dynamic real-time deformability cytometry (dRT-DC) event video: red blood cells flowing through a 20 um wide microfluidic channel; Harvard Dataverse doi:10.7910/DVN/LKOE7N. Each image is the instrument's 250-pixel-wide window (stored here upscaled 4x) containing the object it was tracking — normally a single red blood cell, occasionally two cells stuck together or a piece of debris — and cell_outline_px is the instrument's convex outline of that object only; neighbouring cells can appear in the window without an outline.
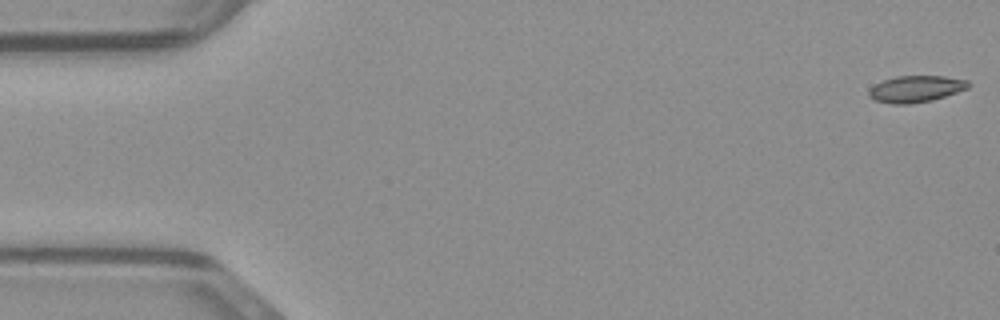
{"species": "common noctule bat (a hibernating species)", "species_latin": "Nyctalus noctula", "temperature_condition": "warm", "stored_images_in_passage": 48, "camera_frame_rate_fps": 3000, "um_per_image_px": 0.085, "animal": {"sex": "male", "body_mass_g": 23.1, "forearm_length_mm": 52.7}, "frame": {"image": 1, "passage_image": 1, "time_ms": 0.0, "image_size_px": [1000, 320], "cell_outline_px": [[972, 84], [968, 88], [932, 100], [908, 104], [892, 104], [876, 100], [868, 96], [868, 88], [884, 80], [896, 76], [944, 76], [968, 80]], "centroid_in_image_um": [77.85, 7.55], "position_along_channel_um": 7.2, "area_um2": 15.37}}
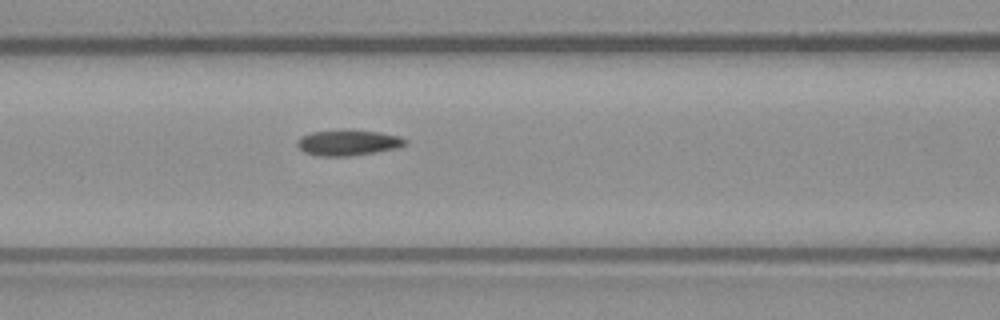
{"frame": {"image": 2, "passage_image": 20, "time_ms": 6.333, "image_size_px": [1000, 320], "cell_outline_px": [[408, 144], [396, 148], [352, 156], [320, 156], [304, 152], [296, 144], [296, 140], [300, 136], [312, 132], [344, 128], [380, 132], [400, 136], [408, 140]], "centroid_in_image_um": [29.58, 12.1], "position_along_channel_um": 137.0, "area_um2": 16.59}}
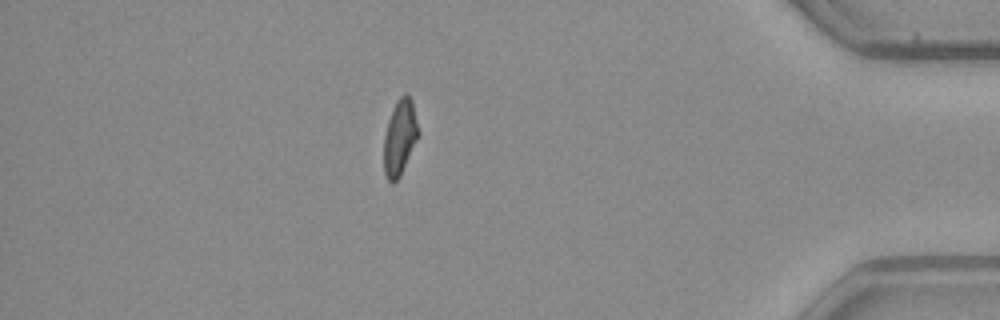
{"frame": {"image": 3, "passage_image": 42, "time_ms": 13.667, "image_size_px": [1000, 320], "cell_outline_px": [[420, 136], [400, 176], [392, 184], [388, 180], [384, 172], [384, 136], [388, 120], [392, 108], [396, 100], [404, 92], [408, 92], [412, 100], [420, 132]], "centroid_in_image_um": [34.01, 11.63], "position_along_channel_um": 401.2, "area_um2": 15.61}}